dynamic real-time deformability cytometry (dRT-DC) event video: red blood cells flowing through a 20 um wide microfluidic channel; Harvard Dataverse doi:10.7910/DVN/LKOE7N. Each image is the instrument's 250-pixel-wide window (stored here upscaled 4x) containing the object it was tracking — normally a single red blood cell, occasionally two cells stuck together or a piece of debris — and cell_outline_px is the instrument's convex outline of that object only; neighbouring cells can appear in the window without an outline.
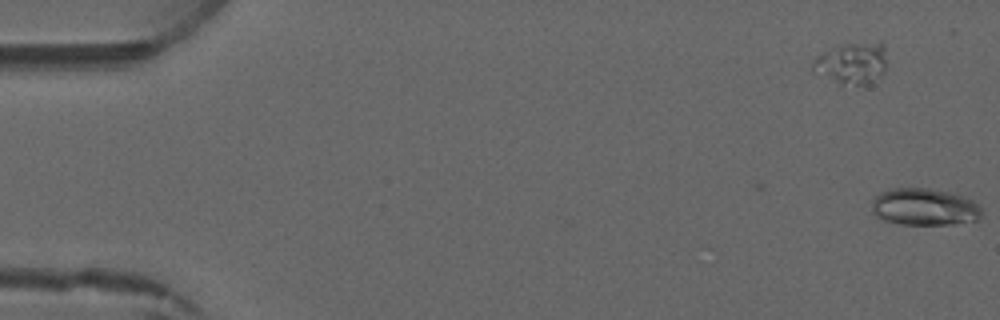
{"species": "common noctule bat (a hibernating species)", "species_latin": "Nyctalus noctula", "temperature_condition": "warm", "stored_images_in_passage": 2, "camera_frame_rate_fps": 3000, "um_per_image_px": 0.085, "animal": {"sex": "male", "forearm_length_mm": 52.5}, "frame": {"image": 1, "passage_image": 2, "time_ms": 1.333, "image_size_px": [1000, 320], "cell_outline_px": [[980, 216], [976, 220], [952, 224], [900, 224], [884, 220], [876, 216], [872, 212], [872, 200], [880, 192], [892, 188], [928, 188], [948, 192], [972, 200], [980, 208]], "centroid_in_image_um": [78.51, 17.59], "position_along_channel_um": 6.5, "area_um2": 23.47}}